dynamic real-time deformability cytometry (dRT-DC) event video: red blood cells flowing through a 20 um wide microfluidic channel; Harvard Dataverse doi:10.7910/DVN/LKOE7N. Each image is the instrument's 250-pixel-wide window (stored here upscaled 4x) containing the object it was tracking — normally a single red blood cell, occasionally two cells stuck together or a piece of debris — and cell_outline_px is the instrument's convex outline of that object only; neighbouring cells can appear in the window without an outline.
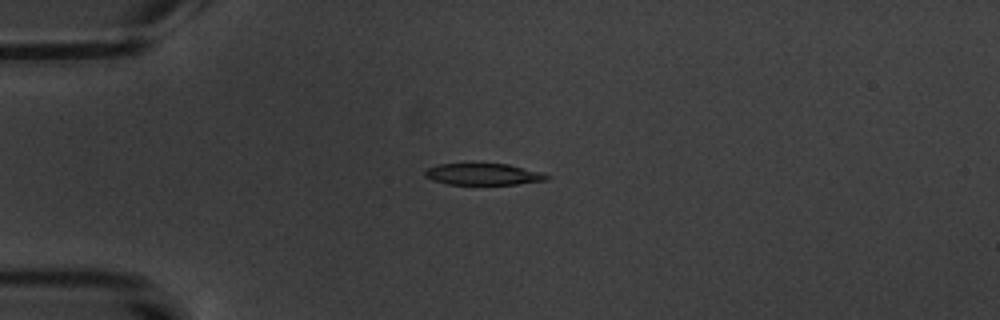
{"species": "common noctule bat (a hibernating species)", "species_latin": "Nyctalus noctula", "temperature_condition": "warm", "stored_images_in_passage": 5, "camera_frame_rate_fps": 3000, "um_per_image_px": 0.085, "animal": {"sex": "male", "body_mass_g": 20.1, "forearm_length_mm": 53.5}, "frame": {"image": 1, "passage_image": 4, "time_ms": 3.667, "image_size_px": [1000, 320], "cell_outline_px": [[552, 176], [548, 180], [516, 184], [448, 184], [432, 180], [424, 176], [424, 172], [428, 168], [440, 164], [508, 164], [540, 172]], "centroid_in_image_um": [41.09, 14.81], "position_along_channel_um": 43.9, "area_um2": 15.14}}